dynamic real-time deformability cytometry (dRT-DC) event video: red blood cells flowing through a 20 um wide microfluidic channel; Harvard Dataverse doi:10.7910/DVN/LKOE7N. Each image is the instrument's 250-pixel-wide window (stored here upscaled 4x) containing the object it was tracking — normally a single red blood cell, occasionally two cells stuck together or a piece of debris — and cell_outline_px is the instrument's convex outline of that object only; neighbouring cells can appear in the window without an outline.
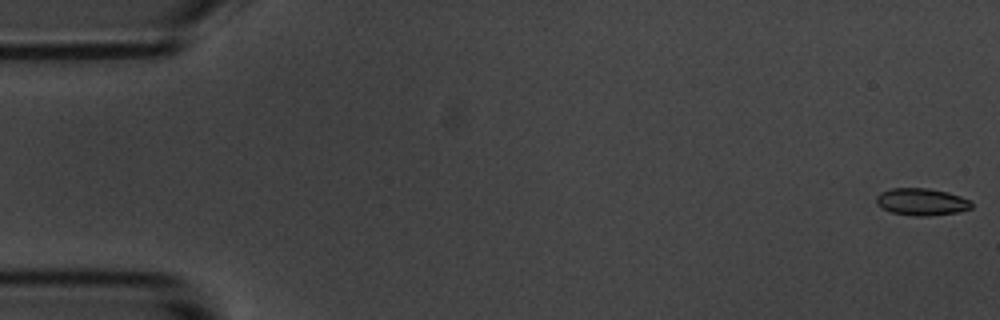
{"species": "common noctule bat (a hibernating species)", "species_latin": "Nyctalus noctula", "temperature_condition": "room temperature", "stored_images_in_passage": 56, "camera_frame_rate_fps": 3000, "um_per_image_px": 0.085, "animal": {"sex": "male", "body_mass_g": 20.1, "forearm_length_mm": 53.5}, "frame": {"image": 1, "passage_image": 1, "time_ms": 0.0, "image_size_px": [1000, 320], "cell_outline_px": [[972, 208], [956, 212], [928, 216], [916, 216], [892, 212], [876, 204], [876, 196], [880, 192], [892, 188], [928, 188], [948, 192], [960, 196], [968, 200], [972, 204]], "centroid_in_image_um": [78.32, 17.14], "position_along_channel_um": 6.7, "area_um2": 14.91}}
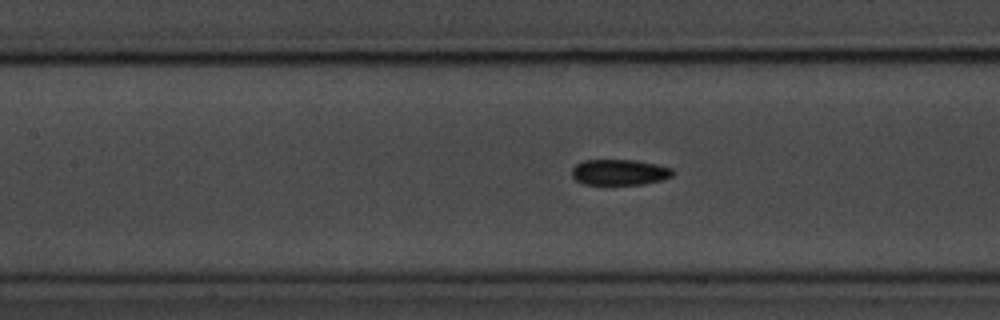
{"frame": {"image": 2, "passage_image": 25, "time_ms": 8.0, "image_size_px": [1000, 320], "cell_outline_px": [[676, 172], [672, 176], [664, 180], [644, 184], [584, 184], [576, 180], [572, 176], [572, 168], [576, 164], [584, 160], [636, 160], [656, 164], [672, 168]], "centroid_in_image_um": [52.7, 14.64], "position_along_channel_um": 154.7, "area_um2": 15.26}}
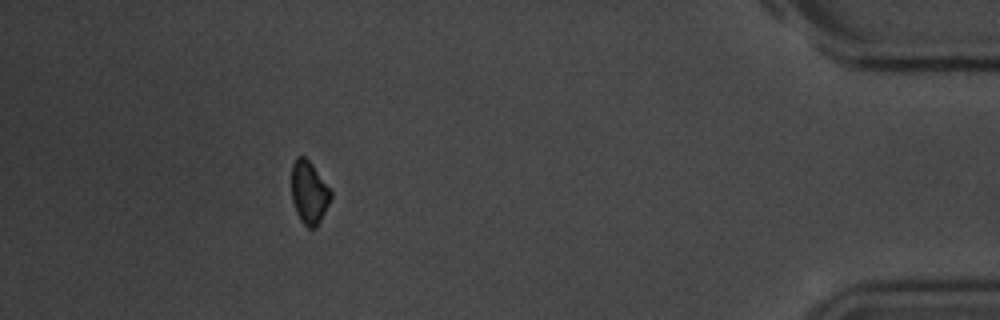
{"frame": {"image": 3, "passage_image": 51, "time_ms": 16.667, "image_size_px": [1000, 320], "cell_outline_px": [[332, 196], [316, 228], [308, 228], [300, 220], [296, 212], [292, 200], [292, 164], [296, 156], [304, 156], [312, 164], [332, 192]], "centroid_in_image_um": [26.26, 16.35], "position_along_channel_um": 408.9, "area_um2": 14.22}, "authors_computed_cell_mechanics": {"area_um2": 15.2303, "velocity_mm_per_s": 3.5797, "shape_relaxation_time_tau1_ms": 9.2668, "shape_relaxation_time_tau2_ms": null, "deformation_change_tau1": 0.1831, "deformation_change_tau2": null}}